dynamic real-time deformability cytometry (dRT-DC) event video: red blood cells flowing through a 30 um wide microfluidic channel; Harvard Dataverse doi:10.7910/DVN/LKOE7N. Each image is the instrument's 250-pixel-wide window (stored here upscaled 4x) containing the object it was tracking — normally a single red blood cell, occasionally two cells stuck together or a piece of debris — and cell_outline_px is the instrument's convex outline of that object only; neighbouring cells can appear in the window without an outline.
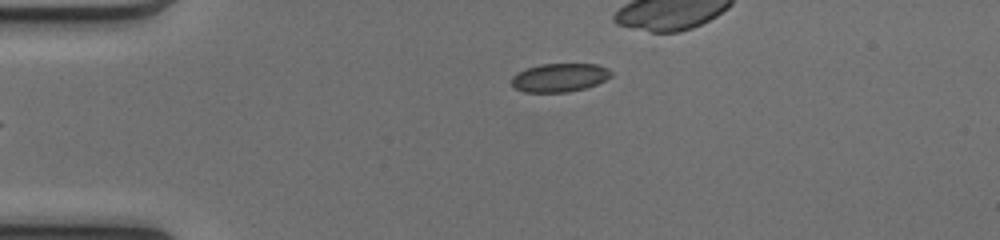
{"species": "common noctule bat (a hibernating species)", "species_latin": "Nyctalus noctula", "temperature_condition": "cold", "stored_images_in_passage": 29, "camera_frame_rate_fps": 3000, "um_per_image_px": 0.085, "animal": {"sex": "female", "body_mass_g": 17.0, "forearm_length_mm": 48.0}, "frame": {"image": 1, "passage_image": 1, "time_ms": 0.0, "image_size_px": [1000, 240], "cell_outline_px": [[612, 76], [596, 84], [584, 88], [568, 92], [524, 92], [516, 88], [512, 84], [512, 76], [516, 72], [540, 64], [596, 64], [608, 68], [612, 72]], "centroid_in_image_um": [47.56, 6.59], "position_along_channel_um": 37.4, "area_um2": 16.47}}
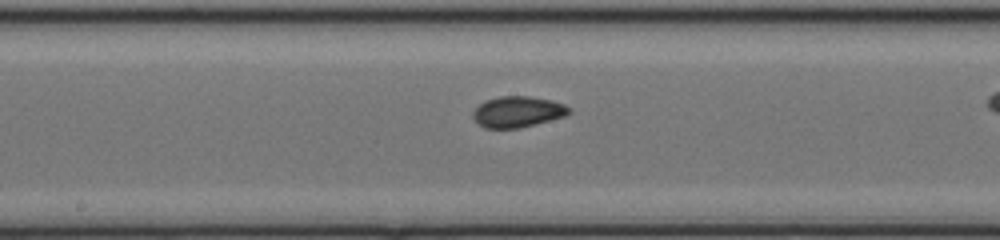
{"frame": {"image": 2, "passage_image": 16, "time_ms": 5.0, "image_size_px": [1000, 240], "cell_outline_px": [[572, 112], [564, 116], [516, 128], [484, 128], [472, 116], [472, 112], [484, 100], [500, 96], [528, 96], [552, 100], [564, 104]], "centroid_in_image_um": [43.97, 9.48], "position_along_channel_um": 204.2, "area_um2": 17.05}}
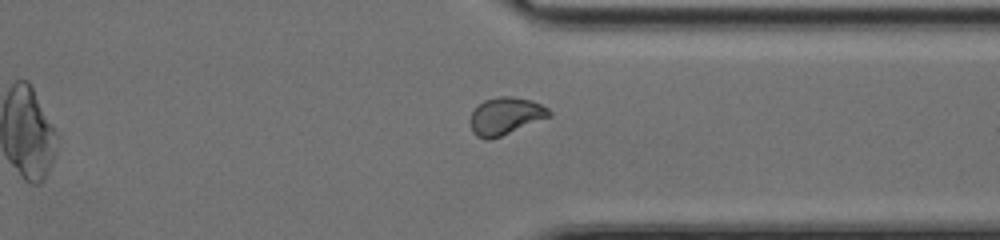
{"frame": {"image": 3, "passage_image": 28, "time_ms": 9.0, "image_size_px": [1000, 240], "cell_outline_px": [[552, 116], [500, 136], [488, 140], [476, 136], [472, 132], [468, 120], [472, 112], [484, 100], [500, 96], [512, 96], [532, 100], [548, 108], [552, 112]], "centroid_in_image_um": [42.96, 9.86], "position_along_channel_um": 368.4, "area_um2": 17.22}}